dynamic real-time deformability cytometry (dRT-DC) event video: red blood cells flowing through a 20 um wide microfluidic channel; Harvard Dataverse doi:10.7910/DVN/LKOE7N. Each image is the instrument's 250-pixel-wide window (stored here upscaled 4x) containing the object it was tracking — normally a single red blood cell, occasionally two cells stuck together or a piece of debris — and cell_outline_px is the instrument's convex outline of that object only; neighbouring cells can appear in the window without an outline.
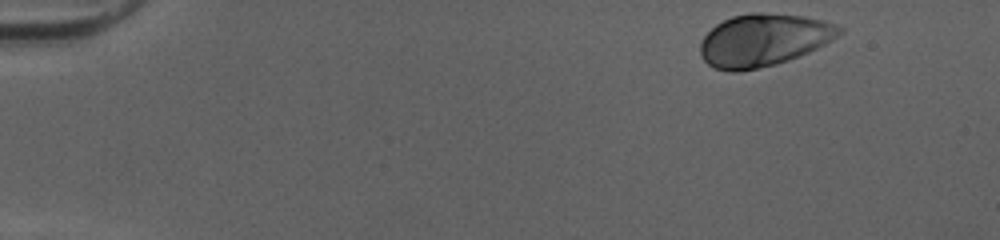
{"species": "human", "species_latin": "Homo sapiens", "temperature_condition": "cold", "stored_images_in_passage": 47, "camera_frame_rate_fps": 3000, "um_per_image_px": 0.085, "donor": {"sex": "female"}, "frame": {"image": 1, "passage_image": 1, "time_ms": 0.0, "image_size_px": [1000, 240], "cell_outline_px": [[844, 32], [824, 44], [800, 56], [776, 64], [736, 72], [732, 72], [716, 68], [708, 64], [704, 60], [700, 52], [700, 40], [716, 24], [732, 16], [748, 12], [760, 12], [804, 16], [836, 24], [844, 28]], "centroid_in_image_um": [64.9, 3.39], "position_along_channel_um": 20.1, "area_um2": 42.37}}
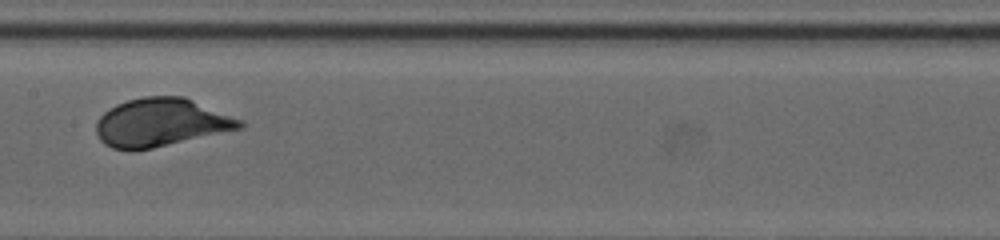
{"frame": {"image": 2, "passage_image": 23, "time_ms": 7.333, "image_size_px": [1000, 240], "cell_outline_px": [[244, 128], [152, 148], [132, 152], [112, 148], [104, 144], [100, 140], [96, 132], [96, 120], [108, 108], [116, 104], [128, 100], [144, 96], [184, 96], [244, 120]], "centroid_in_image_um": [13.67, 10.42], "position_along_channel_um": 193.7, "area_um2": 40.81}}
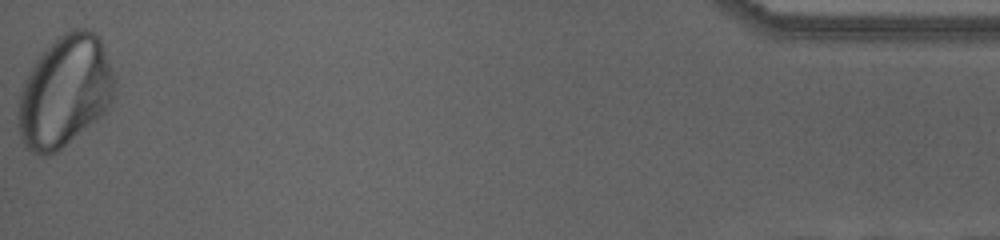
{"frame": {"image": 3, "passage_image": 47, "time_ms": 15.333, "image_size_px": [1000, 240], "cell_outline_px": [[112, 100], [108, 108], [96, 120], [56, 152], [48, 156], [40, 156], [32, 152], [20, 140], [16, 124], [20, 92], [24, 80], [28, 72], [36, 60], [64, 32], [72, 28], [88, 28], [100, 36], [112, 72]], "centroid_in_image_um": [5.46, 7.8], "position_along_channel_um": 429.7, "area_um2": 62.14}, "authors_computed_cell_mechanics": {"area_um2": 39.9398, "velocity_mm_per_s": 3.9917, "shape_relaxation_time_tau1_ms": 2.24, "shape_relaxation_time_tau2_ms": null, "deformation_change_tau1": 0.1446, "deformation_change_tau2": null}}